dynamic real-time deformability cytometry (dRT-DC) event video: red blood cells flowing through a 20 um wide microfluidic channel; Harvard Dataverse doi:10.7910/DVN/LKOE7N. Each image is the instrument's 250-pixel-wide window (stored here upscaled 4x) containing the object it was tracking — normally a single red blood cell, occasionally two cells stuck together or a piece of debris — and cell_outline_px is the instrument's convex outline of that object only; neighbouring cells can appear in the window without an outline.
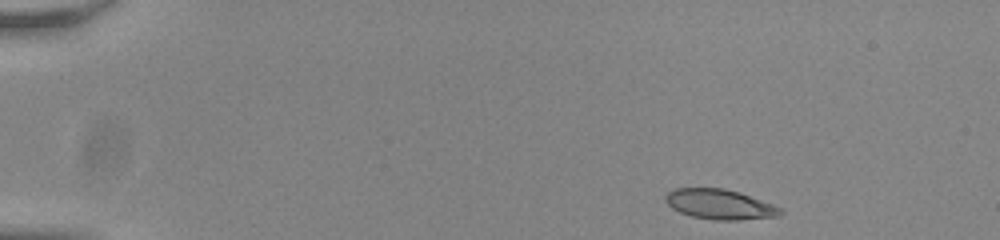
{"species": "common noctule bat (a hibernating species)", "species_latin": "Nyctalus noctula", "temperature_condition": "room temperature", "stored_images_in_passage": 48, "camera_frame_rate_fps": 3000, "um_per_image_px": 0.085, "animal": {"sex": "male", "body_mass_g": 20.0, "forearm_length_mm": 53.3}, "frame": {"image": 1, "passage_image": 1, "time_ms": 0.0, "image_size_px": [1000, 240], "cell_outline_px": [[784, 212], [780, 216], [740, 220], [712, 220], [692, 216], [680, 212], [672, 208], [664, 200], [664, 196], [672, 188], [724, 188], [740, 192], [772, 204], [780, 208]], "centroid_in_image_um": [61.17, 17.36], "position_along_channel_um": 23.8, "area_um2": 20.23}}
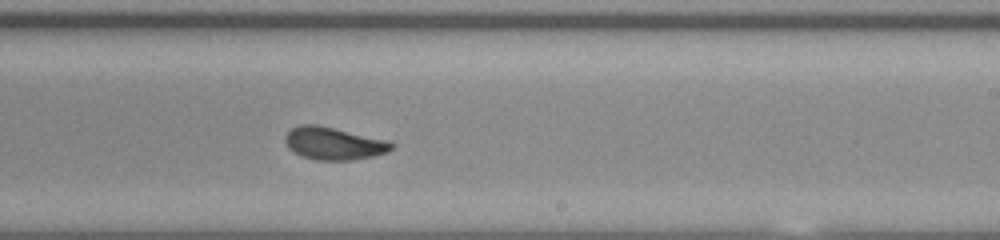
{"frame": {"image": 2, "passage_image": 28, "time_ms": 9.0, "image_size_px": [1000, 240], "cell_outline_px": [[396, 144], [388, 152], [372, 156], [352, 160], [316, 160], [304, 156], [288, 148], [284, 140], [284, 136], [292, 128], [300, 124], [316, 124], [388, 140]], "centroid_in_image_um": [28.38, 12.18], "position_along_channel_um": 260.6, "area_um2": 20.11}}
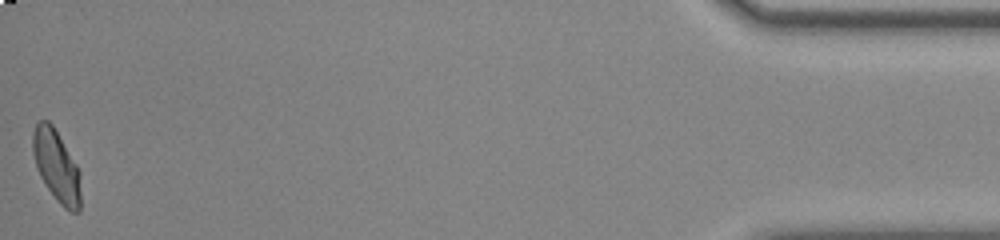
{"frame": {"image": 3, "passage_image": 48, "time_ms": 15.667, "image_size_px": [1000, 240], "cell_outline_px": [[80, 212], [72, 212], [64, 208], [56, 200], [40, 176], [32, 152], [32, 132], [36, 124], [40, 120], [48, 120], [52, 124], [76, 164], [80, 172]], "centroid_in_image_um": [4.8, 14.11], "position_along_channel_um": 430.4, "area_um2": 19.88}, "authors_computed_cell_mechanics": {"area_um2": 20.1144, "velocity_mm_per_s": 3.8082, "shape_relaxation_time_tau1_ms": 6.2955, "shape_relaxation_time_tau2_ms": 0.7129, "deformation_change_tau1": 0.1669, "deformation_change_tau2": 0.0561}}